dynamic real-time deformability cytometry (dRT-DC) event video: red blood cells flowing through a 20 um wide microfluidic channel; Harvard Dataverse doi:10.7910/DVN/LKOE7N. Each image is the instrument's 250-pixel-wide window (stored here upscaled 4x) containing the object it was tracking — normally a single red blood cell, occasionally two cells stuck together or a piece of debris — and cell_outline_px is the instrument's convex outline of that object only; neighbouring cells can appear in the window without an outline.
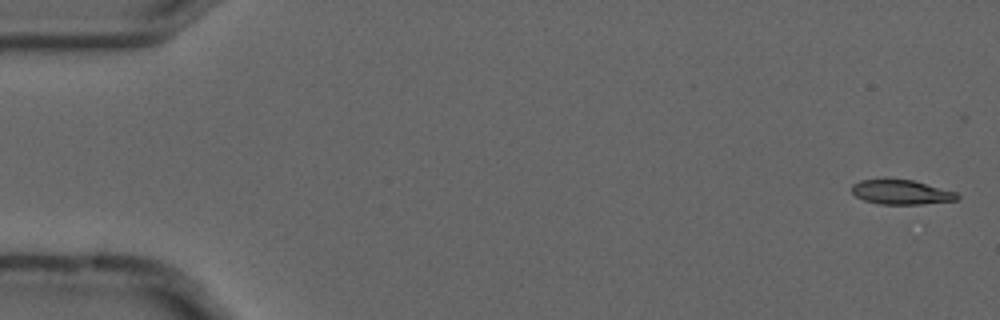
{"species": "common noctule bat (a hibernating species)", "species_latin": "Nyctalus noctula", "temperature_condition": "cold", "stored_images_in_passage": 8, "camera_frame_rate_fps": 3000, "um_per_image_px": 0.085, "animal": {"sex": "male", "forearm_length_mm": 52.5}, "frame": {"image": 1, "passage_image": 1, "time_ms": 0.0, "image_size_px": [1000, 320], "cell_outline_px": [[960, 196], [956, 200], [920, 204], [880, 204], [864, 200], [856, 196], [852, 192], [852, 184], [860, 180], [884, 176], [912, 180], [956, 192]], "centroid_in_image_um": [76.53, 16.29], "position_along_channel_um": 8.5, "area_um2": 15.49}}
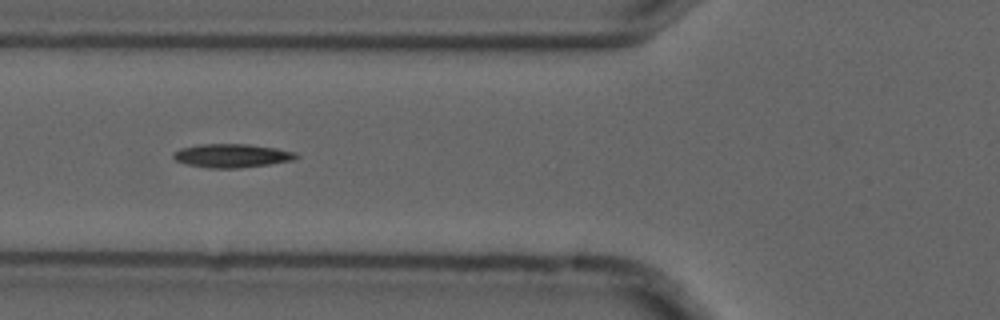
{"frame": {"image": 2, "passage_image": 5, "time_ms": 1.333, "image_size_px": [1000, 320], "cell_outline_px": [[300, 156], [292, 160], [268, 164], [240, 168], [208, 168], [188, 164], [176, 160], [172, 156], [172, 152], [180, 148], [200, 144], [248, 144], [276, 148], [296, 152]], "centroid_in_image_um": [19.7, 13.22], "position_along_channel_um": 106.1, "area_um2": 16.88}}
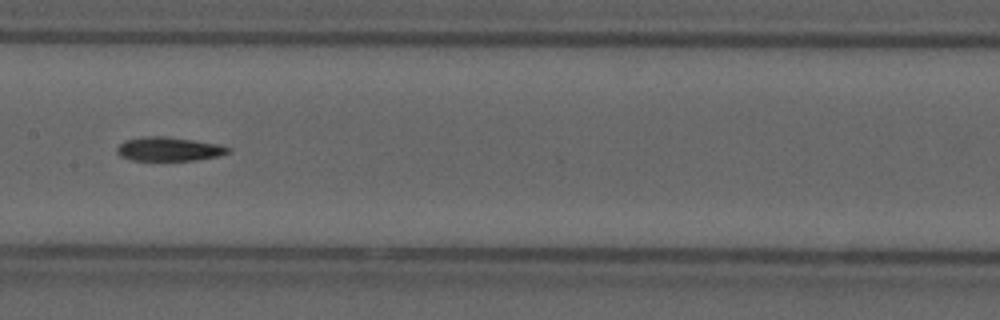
{"frame": {"image": 3, "passage_image": 7, "time_ms": 2.0, "image_size_px": [1000, 320], "cell_outline_px": [[232, 152], [220, 156], [196, 160], [132, 160], [120, 156], [116, 152], [116, 148], [124, 140], [144, 136], [164, 136], [220, 144], [232, 148]], "centroid_in_image_um": [14.39, 12.67], "position_along_channel_um": 193.0, "area_um2": 15.66}}